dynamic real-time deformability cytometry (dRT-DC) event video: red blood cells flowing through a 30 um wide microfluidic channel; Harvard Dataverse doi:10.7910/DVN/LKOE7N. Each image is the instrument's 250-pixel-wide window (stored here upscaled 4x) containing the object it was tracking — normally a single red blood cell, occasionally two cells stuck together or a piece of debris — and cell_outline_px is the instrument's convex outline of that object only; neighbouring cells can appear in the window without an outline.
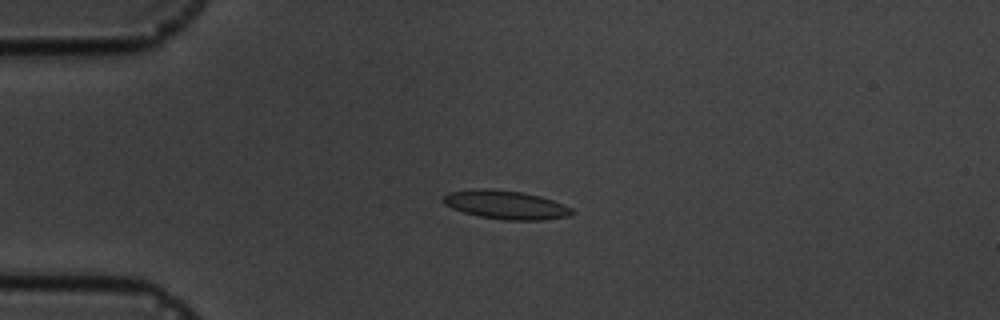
{"species": "common noctule bat (a hibernating species)", "species_latin": "Nyctalus noctula", "temperature_condition": "cold", "stored_images_in_passage": 7, "camera_frame_rate_fps": 3000, "um_per_image_px": 0.085, "animal": {"sex": "male", "body_mass_g": 19.5, "forearm_length_mm": 54.6}, "frame": {"image": 1, "passage_image": 4, "time_ms": 4.333, "image_size_px": [1000, 320], "cell_outline_px": [[576, 212], [572, 216], [544, 220], [504, 220], [480, 216], [464, 212], [452, 208], [444, 204], [440, 200], [448, 192], [476, 188], [492, 188], [524, 192], [540, 196], [552, 200], [572, 208]], "centroid_in_image_um": [43.0, 17.4], "position_along_channel_um": 42.0, "area_um2": 21.79}}
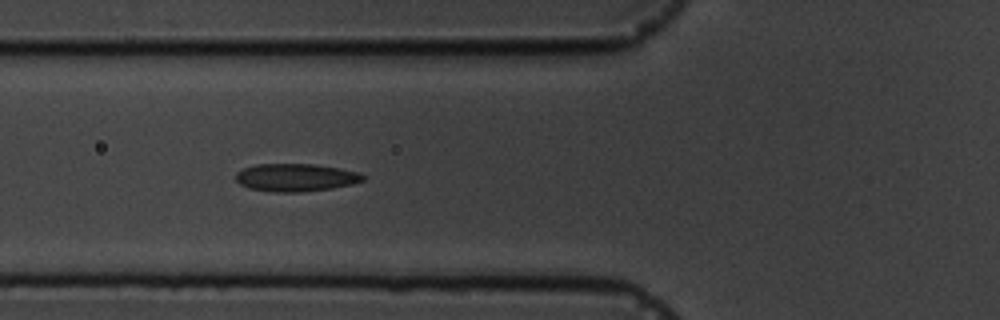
{"frame": {"image": 2, "passage_image": 6, "time_ms": 6.667, "image_size_px": [1000, 320], "cell_outline_px": [[368, 176], [364, 180], [352, 184], [332, 188], [300, 192], [272, 192], [248, 188], [240, 184], [236, 180], [236, 172], [244, 168], [256, 164], [312, 164], [340, 168], [360, 172]], "centroid_in_image_um": [25.16, 15.09], "position_along_channel_um": 100.6, "area_um2": 20.75}}
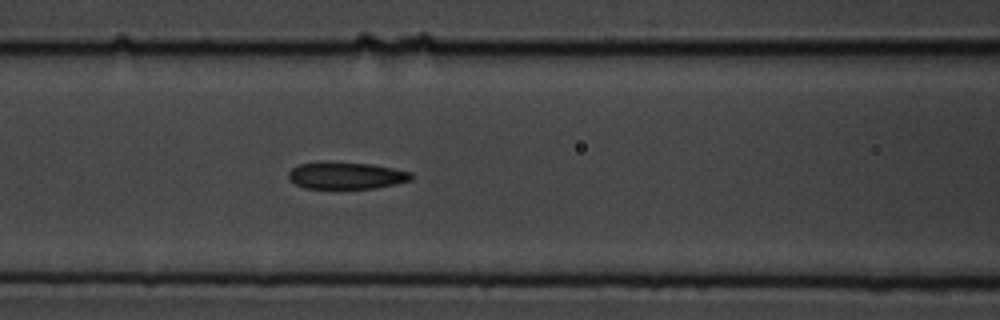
{"frame": {"image": 3, "passage_image": 7, "time_ms": 7.667, "image_size_px": [1000, 320], "cell_outline_px": [[416, 176], [412, 180], [396, 184], [376, 188], [304, 188], [296, 184], [288, 176], [288, 172], [292, 168], [300, 164], [372, 164], [412, 172]], "centroid_in_image_um": [29.53, 14.96], "position_along_channel_um": 137.1, "area_um2": 18.61}}